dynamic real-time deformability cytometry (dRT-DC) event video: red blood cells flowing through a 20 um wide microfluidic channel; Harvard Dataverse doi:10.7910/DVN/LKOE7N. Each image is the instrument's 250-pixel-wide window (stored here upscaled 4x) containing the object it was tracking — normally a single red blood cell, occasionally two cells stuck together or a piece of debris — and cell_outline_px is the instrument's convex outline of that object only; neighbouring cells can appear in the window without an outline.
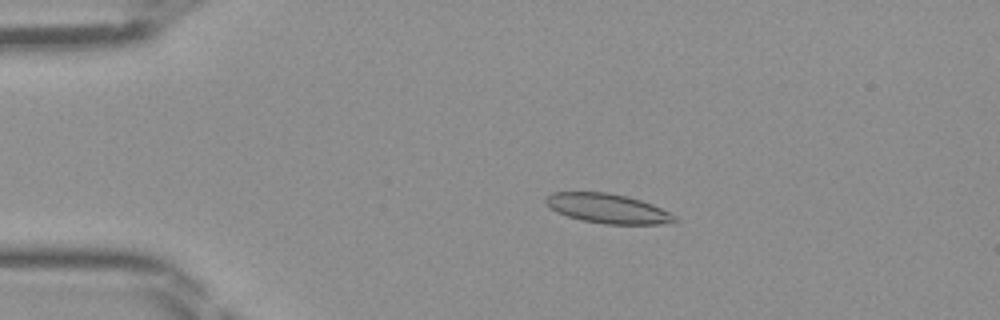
{"species": "Egyptian fruit bat (a non-hibernating species)", "species_latin": "Rousettus aegyptiacus", "temperature_condition": "room temperature", "stored_images_in_passage": 47, "camera_frame_rate_fps": 3000, "um_per_image_px": 0.085, "frame": {"image": 1, "passage_image": 10, "time_ms": 3.0, "image_size_px": [1000, 320], "cell_outline_px": [[680, 220], [672, 224], [604, 224], [580, 220], [556, 212], [544, 200], [544, 196], [552, 192], [608, 192], [628, 196], [652, 204], [676, 216]], "centroid_in_image_um": [51.68, 17.72], "position_along_channel_um": 33.3, "area_um2": 22.37}}
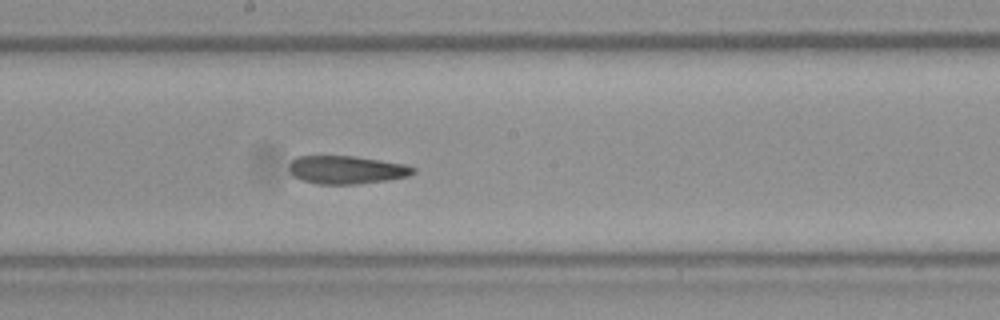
{"frame": {"image": 2, "passage_image": 26, "time_ms": 8.333, "image_size_px": [1000, 320], "cell_outline_px": [[416, 172], [408, 176], [388, 180], [356, 184], [316, 184], [300, 180], [288, 168], [288, 164], [296, 156], [356, 156], [408, 164], [416, 168]], "centroid_in_image_um": [29.49, 14.43], "position_along_channel_um": 218.7, "area_um2": 20.58}}
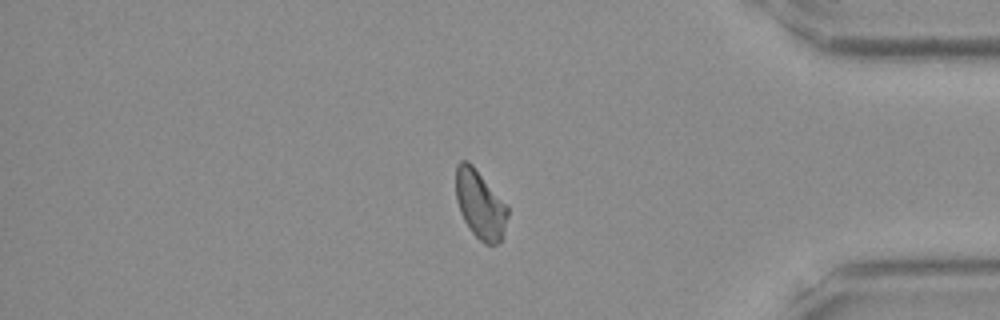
{"frame": {"image": 3, "passage_image": 40, "time_ms": 13.0, "image_size_px": [1000, 320], "cell_outline_px": [[508, 216], [500, 240], [496, 244], [484, 244], [468, 228], [460, 212], [456, 200], [456, 164], [460, 160], [468, 160], [472, 164], [508, 208]], "centroid_in_image_um": [40.77, 17.37], "position_along_channel_um": 394.4, "area_um2": 20.29}}